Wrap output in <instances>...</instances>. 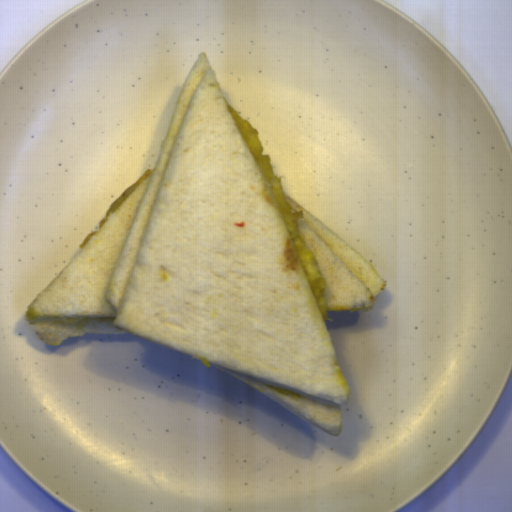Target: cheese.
<instances>
[{"instance_id":"2","label":"cheese","mask_w":512,"mask_h":512,"mask_svg":"<svg viewBox=\"0 0 512 512\" xmlns=\"http://www.w3.org/2000/svg\"><path fill=\"white\" fill-rule=\"evenodd\" d=\"M152 172V169H148L142 173V175L133 182L108 208L105 218L101 219L98 227L91 231L88 236L79 244L78 249H83L92 238L98 233V231L105 225V223L111 218V216L118 210V208L125 202V200L134 192V190L146 179V177Z\"/></svg>"},{"instance_id":"1","label":"cheese","mask_w":512,"mask_h":512,"mask_svg":"<svg viewBox=\"0 0 512 512\" xmlns=\"http://www.w3.org/2000/svg\"><path fill=\"white\" fill-rule=\"evenodd\" d=\"M225 103L273 196L288 236L316 299L322 320L325 322L329 320V308L325 295L327 284L315 254L298 230V220L302 213L290 208L281 188L280 177L273 170L271 156L270 154H263L264 147L259 139L258 129L241 118L228 102L225 101Z\"/></svg>"}]
</instances>
